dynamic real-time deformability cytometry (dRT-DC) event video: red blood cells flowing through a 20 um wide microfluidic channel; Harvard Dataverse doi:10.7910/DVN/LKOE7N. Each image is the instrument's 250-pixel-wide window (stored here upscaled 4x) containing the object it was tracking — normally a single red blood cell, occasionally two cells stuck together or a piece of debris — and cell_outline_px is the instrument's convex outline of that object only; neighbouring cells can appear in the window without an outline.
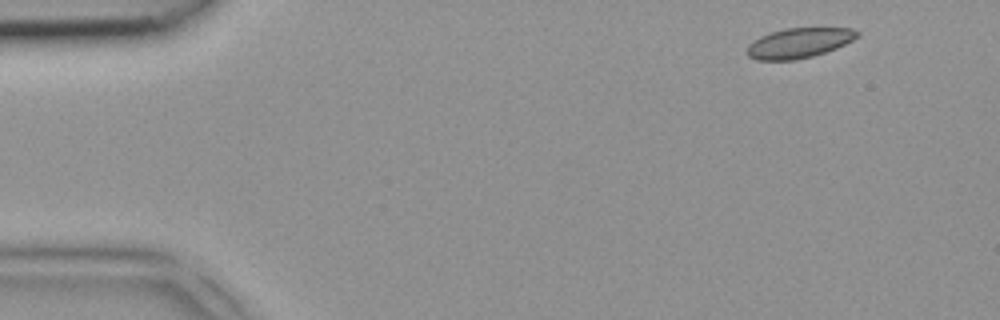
{"species": "common noctule bat (a hibernating species)", "species_latin": "Nyctalus noctula", "temperature_condition": "room temperature", "stored_images_in_passage": 4, "segment_of_instrument_passage": [2, 2], "camera_frame_rate_fps": 3000, "um_per_image_px": 0.085, "animal": {"sex": "female", "body_mass_g": 18.4}, "frame": {"image": 1, "passage_image": 4, "time_ms": 1.0, "image_size_px": [1000, 320], "cell_outline_px": [[860, 36], [836, 48], [812, 56], [792, 60], [756, 60], [748, 56], [744, 52], [748, 44], [752, 40], [760, 36], [784, 28], [852, 28], [860, 32]], "centroid_in_image_um": [67.87, 3.65], "position_along_channel_um": 17.1, "area_um2": 19.36}}